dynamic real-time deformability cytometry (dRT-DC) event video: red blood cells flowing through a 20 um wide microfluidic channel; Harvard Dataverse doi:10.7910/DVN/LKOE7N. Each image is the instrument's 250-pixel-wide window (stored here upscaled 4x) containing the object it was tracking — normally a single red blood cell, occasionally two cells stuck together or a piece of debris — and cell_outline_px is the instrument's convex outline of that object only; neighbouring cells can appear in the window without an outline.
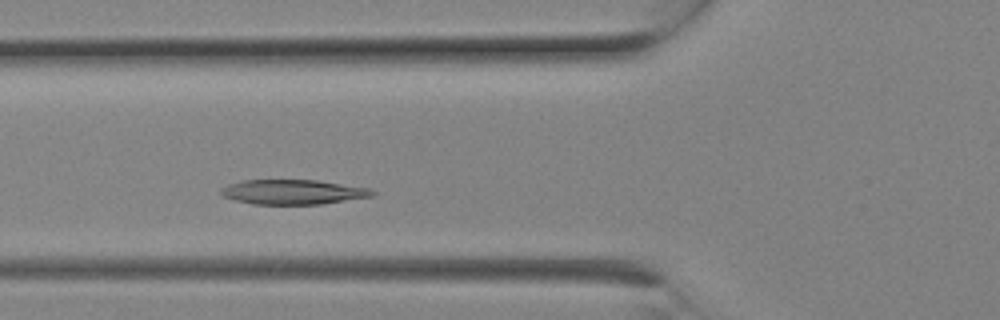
{"species": "Egyptian fruit bat (a non-hibernating species)", "species_latin": "Rousettus aegyptiacus", "temperature_condition": "room temperature", "stored_images_in_passage": 6, "camera_frame_rate_fps": 3000, "um_per_image_px": 0.085, "animal": {"sex": "female"}, "frame": {"image": 1, "passage_image": 5, "time_ms": 1.333, "image_size_px": [1000, 320], "cell_outline_px": [[376, 192], [372, 196], [320, 204], [252, 204], [236, 200], [224, 196], [220, 192], [220, 188], [228, 184], [244, 180], [316, 180], [368, 188]], "centroid_in_image_um": [24.87, 16.31], "position_along_channel_um": 100.9, "area_um2": 21.56}}
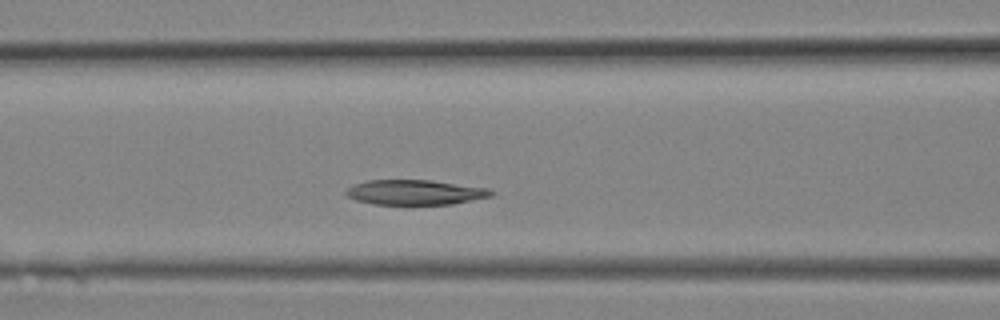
{"frame": {"image": 2, "passage_image": 6, "time_ms": 1.667, "image_size_px": [1000, 320], "cell_outline_px": [[496, 192], [492, 196], [452, 204], [404, 208], [376, 204], [356, 200], [348, 196], [344, 192], [352, 184], [368, 180], [432, 180], [488, 188]], "centroid_in_image_um": [35.27, 16.39], "position_along_channel_um": 131.3, "area_um2": 22.2}}